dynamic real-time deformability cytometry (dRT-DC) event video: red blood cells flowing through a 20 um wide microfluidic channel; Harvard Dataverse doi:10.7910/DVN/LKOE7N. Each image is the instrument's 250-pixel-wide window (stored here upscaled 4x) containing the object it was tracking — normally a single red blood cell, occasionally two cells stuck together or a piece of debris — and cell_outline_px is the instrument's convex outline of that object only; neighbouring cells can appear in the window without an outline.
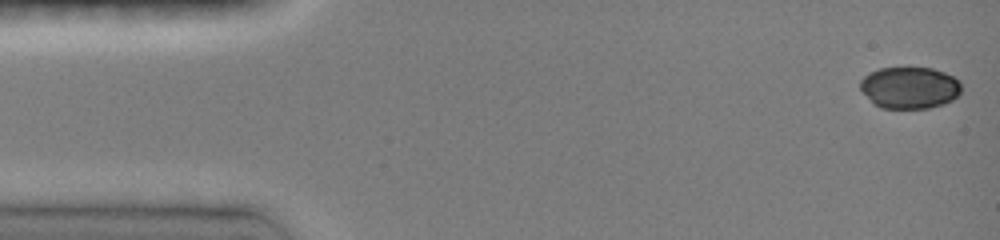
{"species": "common noctule bat (a hibernating species)", "species_latin": "Nyctalus noctula", "temperature_condition": "room temperature", "stored_images_in_passage": 15, "camera_frame_rate_fps": 3000, "um_per_image_px": 0.085, "animal": {"sex": "female", "body_mass_g": 19.0, "forearm_length_mm": 51.5}, "frame": {"image": 1, "passage_image": 1, "time_ms": 0.0, "image_size_px": [1000, 240], "cell_outline_px": [[960, 92], [952, 100], [944, 104], [928, 108], [880, 108], [872, 104], [860, 88], [860, 80], [868, 72], [880, 68], [932, 68], [944, 72], [960, 80]], "centroid_in_image_um": [77.29, 7.45], "position_along_channel_um": 7.7, "area_um2": 24.74}}
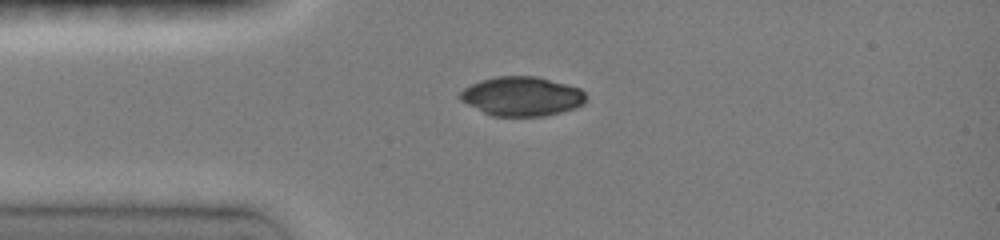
{"frame": {"image": 2, "passage_image": 10, "time_ms": 3.333, "image_size_px": [1000, 240], "cell_outline_px": [[584, 104], [576, 108], [544, 116], [492, 116], [460, 100], [460, 92], [464, 88], [480, 80], [496, 76], [536, 76], [568, 84], [580, 88], [584, 92]], "centroid_in_image_um": [44.37, 8.18], "position_along_channel_um": 40.6, "area_um2": 28.73}}